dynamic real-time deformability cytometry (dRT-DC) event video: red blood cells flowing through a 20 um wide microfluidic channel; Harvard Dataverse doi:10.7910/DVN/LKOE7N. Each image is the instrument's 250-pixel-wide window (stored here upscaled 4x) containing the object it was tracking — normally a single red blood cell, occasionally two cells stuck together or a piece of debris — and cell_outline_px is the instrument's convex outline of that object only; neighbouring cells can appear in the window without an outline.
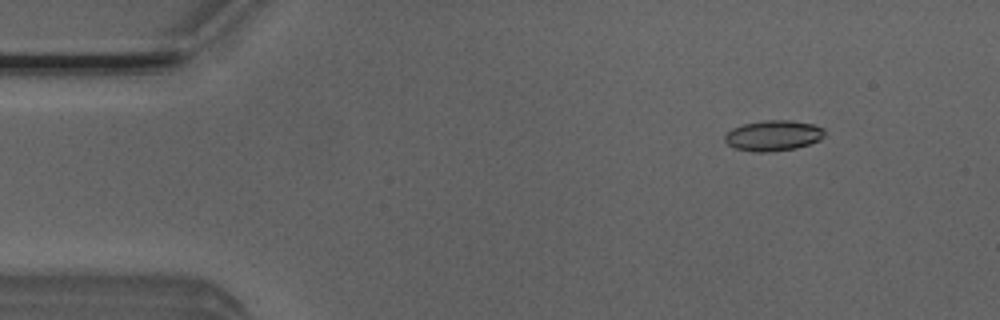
{"species": "Egyptian fruit bat (a non-hibernating species)", "species_latin": "Rousettus aegyptiacus", "temperature_condition": "room temperature", "stored_images_in_passage": 52, "camera_frame_rate_fps": 3000, "um_per_image_px": 0.085, "animal": {"sex": "male"}, "frame": {"image": 1, "passage_image": 6, "time_ms": 1.667, "image_size_px": [1000, 320], "cell_outline_px": [[824, 136], [820, 140], [796, 148], [768, 152], [752, 152], [736, 148], [728, 144], [724, 140], [724, 136], [732, 128], [744, 124], [764, 120], [792, 120], [812, 124], [824, 128]], "centroid_in_image_um": [65.73, 11.52], "position_along_channel_um": 19.3, "area_um2": 17.74}}
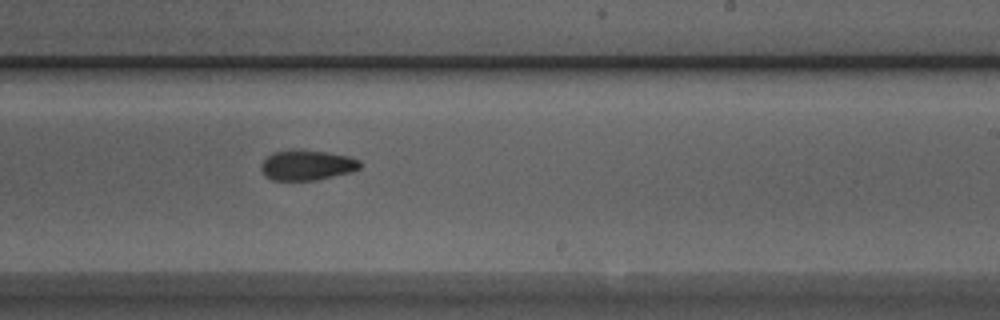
{"frame": {"image": 2, "passage_image": 31, "time_ms": 10.0, "image_size_px": [1000, 320], "cell_outline_px": [[360, 168], [352, 172], [316, 180], [272, 180], [264, 176], [260, 168], [260, 164], [272, 152], [288, 148], [300, 148], [328, 152], [352, 156], [360, 160]], "centroid_in_image_um": [26.08, 14.0], "position_along_channel_um": 262.9, "area_um2": 18.03}}
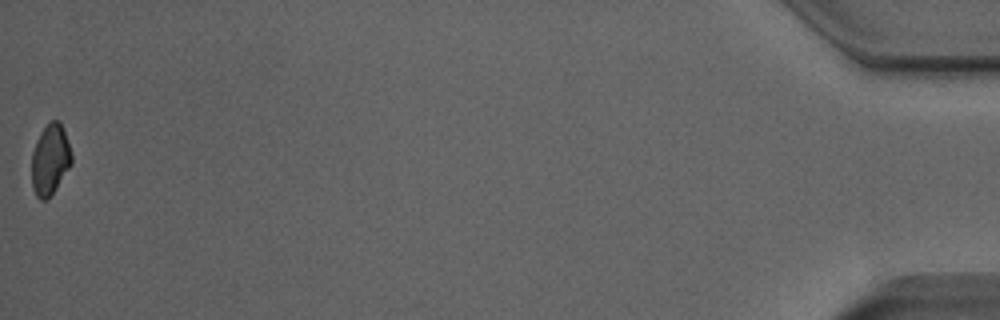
{"frame": {"image": 3, "passage_image": 52, "time_ms": 17.0, "image_size_px": [1000, 320], "cell_outline_px": [[72, 164], [48, 200], [40, 200], [36, 196], [32, 188], [32, 152], [36, 140], [40, 132], [48, 120], [60, 120], [72, 156]], "centroid_in_image_um": [4.25, 13.56], "position_along_channel_um": 431.0, "area_um2": 16.59}, "authors_computed_cell_mechanics": {"area_um2": 17.5423, "velocity_mm_per_s": 3.9153, "shape_relaxation_time_tau1_ms": 10.6732, "shape_relaxation_time_tau2_ms": 7.245, "deformation_change_tau1": 0.1576, "deformation_change_tau2": 0.111}}